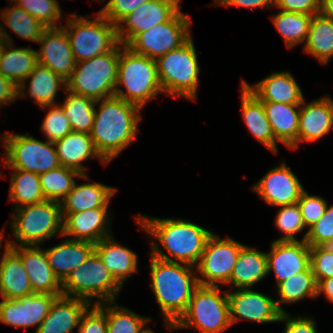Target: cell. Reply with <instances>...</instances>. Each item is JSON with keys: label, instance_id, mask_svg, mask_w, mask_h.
Listing matches in <instances>:
<instances>
[{"label": "cell", "instance_id": "obj_26", "mask_svg": "<svg viewBox=\"0 0 333 333\" xmlns=\"http://www.w3.org/2000/svg\"><path fill=\"white\" fill-rule=\"evenodd\" d=\"M263 106L275 139L289 149H296L301 104L263 102Z\"/></svg>", "mask_w": 333, "mask_h": 333}, {"label": "cell", "instance_id": "obj_47", "mask_svg": "<svg viewBox=\"0 0 333 333\" xmlns=\"http://www.w3.org/2000/svg\"><path fill=\"white\" fill-rule=\"evenodd\" d=\"M310 266L317 284L333 277V245L311 246Z\"/></svg>", "mask_w": 333, "mask_h": 333}, {"label": "cell", "instance_id": "obj_51", "mask_svg": "<svg viewBox=\"0 0 333 333\" xmlns=\"http://www.w3.org/2000/svg\"><path fill=\"white\" fill-rule=\"evenodd\" d=\"M321 0H275L276 7L286 12L308 15L320 13Z\"/></svg>", "mask_w": 333, "mask_h": 333}, {"label": "cell", "instance_id": "obj_43", "mask_svg": "<svg viewBox=\"0 0 333 333\" xmlns=\"http://www.w3.org/2000/svg\"><path fill=\"white\" fill-rule=\"evenodd\" d=\"M17 5L47 28L58 27L57 22L62 18L57 0H19Z\"/></svg>", "mask_w": 333, "mask_h": 333}, {"label": "cell", "instance_id": "obj_55", "mask_svg": "<svg viewBox=\"0 0 333 333\" xmlns=\"http://www.w3.org/2000/svg\"><path fill=\"white\" fill-rule=\"evenodd\" d=\"M317 293L318 296L324 293L327 299L333 302V277L320 281L317 286Z\"/></svg>", "mask_w": 333, "mask_h": 333}, {"label": "cell", "instance_id": "obj_14", "mask_svg": "<svg viewBox=\"0 0 333 333\" xmlns=\"http://www.w3.org/2000/svg\"><path fill=\"white\" fill-rule=\"evenodd\" d=\"M179 2L180 0H150L140 5L117 26L119 43L127 45L141 32L167 22L180 9Z\"/></svg>", "mask_w": 333, "mask_h": 333}, {"label": "cell", "instance_id": "obj_15", "mask_svg": "<svg viewBox=\"0 0 333 333\" xmlns=\"http://www.w3.org/2000/svg\"><path fill=\"white\" fill-rule=\"evenodd\" d=\"M61 295L33 293L0 302V322L14 327L40 326L55 299Z\"/></svg>", "mask_w": 333, "mask_h": 333}, {"label": "cell", "instance_id": "obj_31", "mask_svg": "<svg viewBox=\"0 0 333 333\" xmlns=\"http://www.w3.org/2000/svg\"><path fill=\"white\" fill-rule=\"evenodd\" d=\"M242 115L249 131L269 150L277 153L272 127L267 119L263 102L242 82Z\"/></svg>", "mask_w": 333, "mask_h": 333}, {"label": "cell", "instance_id": "obj_10", "mask_svg": "<svg viewBox=\"0 0 333 333\" xmlns=\"http://www.w3.org/2000/svg\"><path fill=\"white\" fill-rule=\"evenodd\" d=\"M67 24L62 26L70 40L74 59L77 62L110 52L118 43L117 26L100 12L95 20L84 19L71 14Z\"/></svg>", "mask_w": 333, "mask_h": 333}, {"label": "cell", "instance_id": "obj_58", "mask_svg": "<svg viewBox=\"0 0 333 333\" xmlns=\"http://www.w3.org/2000/svg\"><path fill=\"white\" fill-rule=\"evenodd\" d=\"M3 49H4V40L2 39V37H0V58H1Z\"/></svg>", "mask_w": 333, "mask_h": 333}, {"label": "cell", "instance_id": "obj_46", "mask_svg": "<svg viewBox=\"0 0 333 333\" xmlns=\"http://www.w3.org/2000/svg\"><path fill=\"white\" fill-rule=\"evenodd\" d=\"M304 235L302 240L310 247L333 245V205Z\"/></svg>", "mask_w": 333, "mask_h": 333}, {"label": "cell", "instance_id": "obj_48", "mask_svg": "<svg viewBox=\"0 0 333 333\" xmlns=\"http://www.w3.org/2000/svg\"><path fill=\"white\" fill-rule=\"evenodd\" d=\"M107 303L88 307L79 320L78 333H108L105 308Z\"/></svg>", "mask_w": 333, "mask_h": 333}, {"label": "cell", "instance_id": "obj_13", "mask_svg": "<svg viewBox=\"0 0 333 333\" xmlns=\"http://www.w3.org/2000/svg\"><path fill=\"white\" fill-rule=\"evenodd\" d=\"M243 245L232 238L220 239L212 233L208 238L203 254L197 266V271L205 279L197 276L198 284L218 286L217 283L229 285V280Z\"/></svg>", "mask_w": 333, "mask_h": 333}, {"label": "cell", "instance_id": "obj_2", "mask_svg": "<svg viewBox=\"0 0 333 333\" xmlns=\"http://www.w3.org/2000/svg\"><path fill=\"white\" fill-rule=\"evenodd\" d=\"M137 223L146 234L159 240L171 257L163 253L158 244L152 241V256L171 262L185 263L196 266L203 254L205 244L212 234L190 221L181 219H159L147 216L136 217Z\"/></svg>", "mask_w": 333, "mask_h": 333}, {"label": "cell", "instance_id": "obj_18", "mask_svg": "<svg viewBox=\"0 0 333 333\" xmlns=\"http://www.w3.org/2000/svg\"><path fill=\"white\" fill-rule=\"evenodd\" d=\"M253 190L269 205L279 207L297 203L304 191L296 175L285 163L271 169L254 184Z\"/></svg>", "mask_w": 333, "mask_h": 333}, {"label": "cell", "instance_id": "obj_44", "mask_svg": "<svg viewBox=\"0 0 333 333\" xmlns=\"http://www.w3.org/2000/svg\"><path fill=\"white\" fill-rule=\"evenodd\" d=\"M275 224L285 234L282 238L274 241H297L294 234L299 233L305 228L298 204L281 206L277 213Z\"/></svg>", "mask_w": 333, "mask_h": 333}, {"label": "cell", "instance_id": "obj_1", "mask_svg": "<svg viewBox=\"0 0 333 333\" xmlns=\"http://www.w3.org/2000/svg\"><path fill=\"white\" fill-rule=\"evenodd\" d=\"M96 102L101 104L99 112L95 110L89 134L97 153L108 164L136 137L142 109L116 95Z\"/></svg>", "mask_w": 333, "mask_h": 333}, {"label": "cell", "instance_id": "obj_57", "mask_svg": "<svg viewBox=\"0 0 333 333\" xmlns=\"http://www.w3.org/2000/svg\"><path fill=\"white\" fill-rule=\"evenodd\" d=\"M0 37L7 43H13L11 42L12 39H10L9 34L7 33L6 29L0 24Z\"/></svg>", "mask_w": 333, "mask_h": 333}, {"label": "cell", "instance_id": "obj_20", "mask_svg": "<svg viewBox=\"0 0 333 333\" xmlns=\"http://www.w3.org/2000/svg\"><path fill=\"white\" fill-rule=\"evenodd\" d=\"M266 256L267 273L274 272L278 285L310 265V246L303 240L273 241Z\"/></svg>", "mask_w": 333, "mask_h": 333}, {"label": "cell", "instance_id": "obj_59", "mask_svg": "<svg viewBox=\"0 0 333 333\" xmlns=\"http://www.w3.org/2000/svg\"><path fill=\"white\" fill-rule=\"evenodd\" d=\"M3 234H4V233H2V231H1V233H0V248H3V246H2V242H3Z\"/></svg>", "mask_w": 333, "mask_h": 333}, {"label": "cell", "instance_id": "obj_36", "mask_svg": "<svg viewBox=\"0 0 333 333\" xmlns=\"http://www.w3.org/2000/svg\"><path fill=\"white\" fill-rule=\"evenodd\" d=\"M317 286L318 284L310 265L304 271H301L279 283L277 285V291L280 299L276 301L279 311L281 313L286 312L281 307L280 303H297L306 296L316 298L318 296Z\"/></svg>", "mask_w": 333, "mask_h": 333}, {"label": "cell", "instance_id": "obj_5", "mask_svg": "<svg viewBox=\"0 0 333 333\" xmlns=\"http://www.w3.org/2000/svg\"><path fill=\"white\" fill-rule=\"evenodd\" d=\"M118 43L110 52L77 62L66 80V91L101 100L115 94L120 47Z\"/></svg>", "mask_w": 333, "mask_h": 333}, {"label": "cell", "instance_id": "obj_42", "mask_svg": "<svg viewBox=\"0 0 333 333\" xmlns=\"http://www.w3.org/2000/svg\"><path fill=\"white\" fill-rule=\"evenodd\" d=\"M114 302H107L110 306L105 308L108 333H143L147 330L144 326L150 318L142 317L127 308L115 306Z\"/></svg>", "mask_w": 333, "mask_h": 333}, {"label": "cell", "instance_id": "obj_6", "mask_svg": "<svg viewBox=\"0 0 333 333\" xmlns=\"http://www.w3.org/2000/svg\"><path fill=\"white\" fill-rule=\"evenodd\" d=\"M156 63L163 93L174 98L183 96L194 100L197 97L200 67L192 37L180 47L158 58Z\"/></svg>", "mask_w": 333, "mask_h": 333}, {"label": "cell", "instance_id": "obj_21", "mask_svg": "<svg viewBox=\"0 0 333 333\" xmlns=\"http://www.w3.org/2000/svg\"><path fill=\"white\" fill-rule=\"evenodd\" d=\"M107 210L108 207H102L83 212L62 213V236L72 235L74 238L71 237V240L88 241L94 244L110 236V229H106L109 224Z\"/></svg>", "mask_w": 333, "mask_h": 333}, {"label": "cell", "instance_id": "obj_38", "mask_svg": "<svg viewBox=\"0 0 333 333\" xmlns=\"http://www.w3.org/2000/svg\"><path fill=\"white\" fill-rule=\"evenodd\" d=\"M40 176L41 190L46 200L61 202L72 190L75 183L73 177L87 179L88 175H81L77 170L60 165Z\"/></svg>", "mask_w": 333, "mask_h": 333}, {"label": "cell", "instance_id": "obj_24", "mask_svg": "<svg viewBox=\"0 0 333 333\" xmlns=\"http://www.w3.org/2000/svg\"><path fill=\"white\" fill-rule=\"evenodd\" d=\"M94 250V243L65 239L63 243L46 249L45 255L55 276L63 283L76 268L88 259Z\"/></svg>", "mask_w": 333, "mask_h": 333}, {"label": "cell", "instance_id": "obj_41", "mask_svg": "<svg viewBox=\"0 0 333 333\" xmlns=\"http://www.w3.org/2000/svg\"><path fill=\"white\" fill-rule=\"evenodd\" d=\"M0 11V19H2L5 24L22 39L37 43L44 30L47 28L17 4Z\"/></svg>", "mask_w": 333, "mask_h": 333}, {"label": "cell", "instance_id": "obj_32", "mask_svg": "<svg viewBox=\"0 0 333 333\" xmlns=\"http://www.w3.org/2000/svg\"><path fill=\"white\" fill-rule=\"evenodd\" d=\"M267 273V256L256 248L241 247L236 264L234 266L229 284L237 289H249L255 283L262 281Z\"/></svg>", "mask_w": 333, "mask_h": 333}, {"label": "cell", "instance_id": "obj_29", "mask_svg": "<svg viewBox=\"0 0 333 333\" xmlns=\"http://www.w3.org/2000/svg\"><path fill=\"white\" fill-rule=\"evenodd\" d=\"M33 294L20 257L8 246L0 261V295L4 299H18Z\"/></svg>", "mask_w": 333, "mask_h": 333}, {"label": "cell", "instance_id": "obj_23", "mask_svg": "<svg viewBox=\"0 0 333 333\" xmlns=\"http://www.w3.org/2000/svg\"><path fill=\"white\" fill-rule=\"evenodd\" d=\"M90 306L82 299L58 296L35 333H71L79 326L81 315Z\"/></svg>", "mask_w": 333, "mask_h": 333}, {"label": "cell", "instance_id": "obj_27", "mask_svg": "<svg viewBox=\"0 0 333 333\" xmlns=\"http://www.w3.org/2000/svg\"><path fill=\"white\" fill-rule=\"evenodd\" d=\"M95 251L121 287L137 271V254L118 244L112 235L97 242Z\"/></svg>", "mask_w": 333, "mask_h": 333}, {"label": "cell", "instance_id": "obj_22", "mask_svg": "<svg viewBox=\"0 0 333 333\" xmlns=\"http://www.w3.org/2000/svg\"><path fill=\"white\" fill-rule=\"evenodd\" d=\"M299 114L298 145L312 142L327 135L333 126V101L322 97L311 103H301Z\"/></svg>", "mask_w": 333, "mask_h": 333}, {"label": "cell", "instance_id": "obj_8", "mask_svg": "<svg viewBox=\"0 0 333 333\" xmlns=\"http://www.w3.org/2000/svg\"><path fill=\"white\" fill-rule=\"evenodd\" d=\"M231 325L227 291L221 296L219 286L199 284L174 329L190 327L201 333H220Z\"/></svg>", "mask_w": 333, "mask_h": 333}, {"label": "cell", "instance_id": "obj_30", "mask_svg": "<svg viewBox=\"0 0 333 333\" xmlns=\"http://www.w3.org/2000/svg\"><path fill=\"white\" fill-rule=\"evenodd\" d=\"M117 188L101 183H74L72 190L60 202L62 213H76L94 208L108 207Z\"/></svg>", "mask_w": 333, "mask_h": 333}, {"label": "cell", "instance_id": "obj_35", "mask_svg": "<svg viewBox=\"0 0 333 333\" xmlns=\"http://www.w3.org/2000/svg\"><path fill=\"white\" fill-rule=\"evenodd\" d=\"M304 51L327 64L333 56V21L321 13L312 16Z\"/></svg>", "mask_w": 333, "mask_h": 333}, {"label": "cell", "instance_id": "obj_3", "mask_svg": "<svg viewBox=\"0 0 333 333\" xmlns=\"http://www.w3.org/2000/svg\"><path fill=\"white\" fill-rule=\"evenodd\" d=\"M151 288L167 328L185 313L195 288L199 285L191 265L165 261L151 255ZM184 264V266H182Z\"/></svg>", "mask_w": 333, "mask_h": 333}, {"label": "cell", "instance_id": "obj_49", "mask_svg": "<svg viewBox=\"0 0 333 333\" xmlns=\"http://www.w3.org/2000/svg\"><path fill=\"white\" fill-rule=\"evenodd\" d=\"M305 227L311 228L323 215L327 202L319 196H310L303 191L298 202Z\"/></svg>", "mask_w": 333, "mask_h": 333}, {"label": "cell", "instance_id": "obj_17", "mask_svg": "<svg viewBox=\"0 0 333 333\" xmlns=\"http://www.w3.org/2000/svg\"><path fill=\"white\" fill-rule=\"evenodd\" d=\"M229 302L230 321L240 318L259 323L279 322L281 312L276 300L252 289H237L232 293L227 292Z\"/></svg>", "mask_w": 333, "mask_h": 333}, {"label": "cell", "instance_id": "obj_11", "mask_svg": "<svg viewBox=\"0 0 333 333\" xmlns=\"http://www.w3.org/2000/svg\"><path fill=\"white\" fill-rule=\"evenodd\" d=\"M2 137V144L6 150L4 168L40 175L61 165L54 142L39 141L29 133L26 135L4 133Z\"/></svg>", "mask_w": 333, "mask_h": 333}, {"label": "cell", "instance_id": "obj_54", "mask_svg": "<svg viewBox=\"0 0 333 333\" xmlns=\"http://www.w3.org/2000/svg\"><path fill=\"white\" fill-rule=\"evenodd\" d=\"M214 4L223 6H243V7H257L270 8L271 5L275 4V0H216Z\"/></svg>", "mask_w": 333, "mask_h": 333}, {"label": "cell", "instance_id": "obj_45", "mask_svg": "<svg viewBox=\"0 0 333 333\" xmlns=\"http://www.w3.org/2000/svg\"><path fill=\"white\" fill-rule=\"evenodd\" d=\"M46 107H50V110L44 118L41 129L47 137V141L56 142L57 140L65 137L73 130L71 128L68 118L63 112L62 106H57L56 104H54L46 105L41 108L44 110L46 109Z\"/></svg>", "mask_w": 333, "mask_h": 333}, {"label": "cell", "instance_id": "obj_60", "mask_svg": "<svg viewBox=\"0 0 333 333\" xmlns=\"http://www.w3.org/2000/svg\"><path fill=\"white\" fill-rule=\"evenodd\" d=\"M143 333H154V332L151 329H147Z\"/></svg>", "mask_w": 333, "mask_h": 333}, {"label": "cell", "instance_id": "obj_61", "mask_svg": "<svg viewBox=\"0 0 333 333\" xmlns=\"http://www.w3.org/2000/svg\"><path fill=\"white\" fill-rule=\"evenodd\" d=\"M10 1H12L14 4H17L19 0H10Z\"/></svg>", "mask_w": 333, "mask_h": 333}, {"label": "cell", "instance_id": "obj_39", "mask_svg": "<svg viewBox=\"0 0 333 333\" xmlns=\"http://www.w3.org/2000/svg\"><path fill=\"white\" fill-rule=\"evenodd\" d=\"M68 94L62 104L63 112L68 118L71 128L74 132L90 133L94 120L95 105L99 104L96 100L74 94L67 91Z\"/></svg>", "mask_w": 333, "mask_h": 333}, {"label": "cell", "instance_id": "obj_40", "mask_svg": "<svg viewBox=\"0 0 333 333\" xmlns=\"http://www.w3.org/2000/svg\"><path fill=\"white\" fill-rule=\"evenodd\" d=\"M311 20L312 15L282 10L272 17L288 48L306 41Z\"/></svg>", "mask_w": 333, "mask_h": 333}, {"label": "cell", "instance_id": "obj_19", "mask_svg": "<svg viewBox=\"0 0 333 333\" xmlns=\"http://www.w3.org/2000/svg\"><path fill=\"white\" fill-rule=\"evenodd\" d=\"M21 259L33 293L62 295V283L51 269L45 250L40 246H16L11 241L6 242Z\"/></svg>", "mask_w": 333, "mask_h": 333}, {"label": "cell", "instance_id": "obj_53", "mask_svg": "<svg viewBox=\"0 0 333 333\" xmlns=\"http://www.w3.org/2000/svg\"><path fill=\"white\" fill-rule=\"evenodd\" d=\"M18 97V86L0 73V107L12 103Z\"/></svg>", "mask_w": 333, "mask_h": 333}, {"label": "cell", "instance_id": "obj_33", "mask_svg": "<svg viewBox=\"0 0 333 333\" xmlns=\"http://www.w3.org/2000/svg\"><path fill=\"white\" fill-rule=\"evenodd\" d=\"M29 83V95L40 107L46 105H54L57 91L61 86L66 87V81L54 73L49 68L37 64L34 70L28 75V77L18 87V97L24 98L26 95L24 89L26 88V81Z\"/></svg>", "mask_w": 333, "mask_h": 333}, {"label": "cell", "instance_id": "obj_34", "mask_svg": "<svg viewBox=\"0 0 333 333\" xmlns=\"http://www.w3.org/2000/svg\"><path fill=\"white\" fill-rule=\"evenodd\" d=\"M12 46V43L4 41L0 73L19 87L38 64V58L36 51L31 48Z\"/></svg>", "mask_w": 333, "mask_h": 333}, {"label": "cell", "instance_id": "obj_56", "mask_svg": "<svg viewBox=\"0 0 333 333\" xmlns=\"http://www.w3.org/2000/svg\"><path fill=\"white\" fill-rule=\"evenodd\" d=\"M320 13L333 21V0H321Z\"/></svg>", "mask_w": 333, "mask_h": 333}, {"label": "cell", "instance_id": "obj_7", "mask_svg": "<svg viewBox=\"0 0 333 333\" xmlns=\"http://www.w3.org/2000/svg\"><path fill=\"white\" fill-rule=\"evenodd\" d=\"M14 211L10 227L17 246H39L46 239L55 237L57 232L62 236L63 216L59 202L45 200Z\"/></svg>", "mask_w": 333, "mask_h": 333}, {"label": "cell", "instance_id": "obj_4", "mask_svg": "<svg viewBox=\"0 0 333 333\" xmlns=\"http://www.w3.org/2000/svg\"><path fill=\"white\" fill-rule=\"evenodd\" d=\"M122 46L124 49H120L114 95L142 109L149 99H156L158 94L163 93L159 85L157 63L156 60L132 51L126 45ZM120 85L125 87L126 92L118 88Z\"/></svg>", "mask_w": 333, "mask_h": 333}, {"label": "cell", "instance_id": "obj_16", "mask_svg": "<svg viewBox=\"0 0 333 333\" xmlns=\"http://www.w3.org/2000/svg\"><path fill=\"white\" fill-rule=\"evenodd\" d=\"M37 43L41 44L40 50L36 51L38 64L49 68L66 81L71 76L76 61L62 25L46 28Z\"/></svg>", "mask_w": 333, "mask_h": 333}, {"label": "cell", "instance_id": "obj_28", "mask_svg": "<svg viewBox=\"0 0 333 333\" xmlns=\"http://www.w3.org/2000/svg\"><path fill=\"white\" fill-rule=\"evenodd\" d=\"M54 144L60 164L77 170L81 175H86L82 162L91 157L99 158L103 165L107 164L97 153L88 133L72 131Z\"/></svg>", "mask_w": 333, "mask_h": 333}, {"label": "cell", "instance_id": "obj_50", "mask_svg": "<svg viewBox=\"0 0 333 333\" xmlns=\"http://www.w3.org/2000/svg\"><path fill=\"white\" fill-rule=\"evenodd\" d=\"M148 1L150 0H109L99 12L118 26L131 12Z\"/></svg>", "mask_w": 333, "mask_h": 333}, {"label": "cell", "instance_id": "obj_37", "mask_svg": "<svg viewBox=\"0 0 333 333\" xmlns=\"http://www.w3.org/2000/svg\"><path fill=\"white\" fill-rule=\"evenodd\" d=\"M9 200L15 203V209L45 201L41 190L40 176L37 173L12 169Z\"/></svg>", "mask_w": 333, "mask_h": 333}, {"label": "cell", "instance_id": "obj_12", "mask_svg": "<svg viewBox=\"0 0 333 333\" xmlns=\"http://www.w3.org/2000/svg\"><path fill=\"white\" fill-rule=\"evenodd\" d=\"M191 20L180 9L164 23L136 35L126 46L132 51L157 60L183 45L190 37Z\"/></svg>", "mask_w": 333, "mask_h": 333}, {"label": "cell", "instance_id": "obj_25", "mask_svg": "<svg viewBox=\"0 0 333 333\" xmlns=\"http://www.w3.org/2000/svg\"><path fill=\"white\" fill-rule=\"evenodd\" d=\"M242 82L262 102L301 104L304 100L299 85L289 72L273 73L253 86L245 80Z\"/></svg>", "mask_w": 333, "mask_h": 333}, {"label": "cell", "instance_id": "obj_52", "mask_svg": "<svg viewBox=\"0 0 333 333\" xmlns=\"http://www.w3.org/2000/svg\"><path fill=\"white\" fill-rule=\"evenodd\" d=\"M279 321H286L284 333H317L314 320L307 318L292 319L286 312L281 313Z\"/></svg>", "mask_w": 333, "mask_h": 333}, {"label": "cell", "instance_id": "obj_9", "mask_svg": "<svg viewBox=\"0 0 333 333\" xmlns=\"http://www.w3.org/2000/svg\"><path fill=\"white\" fill-rule=\"evenodd\" d=\"M121 288L94 250L62 283V295L82 299L90 305L92 298H98L100 301L93 302L98 305L115 301Z\"/></svg>", "mask_w": 333, "mask_h": 333}]
</instances>
